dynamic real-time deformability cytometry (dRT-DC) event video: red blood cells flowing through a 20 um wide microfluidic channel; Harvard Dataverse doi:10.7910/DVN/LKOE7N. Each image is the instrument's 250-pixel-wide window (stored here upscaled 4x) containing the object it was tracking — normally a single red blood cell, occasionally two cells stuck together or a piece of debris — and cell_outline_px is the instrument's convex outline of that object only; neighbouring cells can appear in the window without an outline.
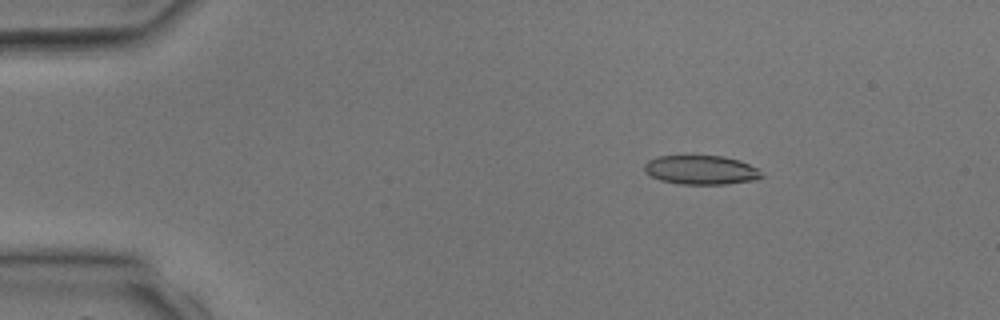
{"species": "common noctule bat (a hibernating species)", "species_latin": "Nyctalus noctula", "temperature_condition": "room temperature", "stored_images_in_passage": 4, "camera_frame_rate_fps": 3000, "um_per_image_px": 0.085, "animal": {"sex": "male", "body_mass_g": 17.9, "forearm_length_mm": 54.2}, "frame": {"image": 1, "passage_image": 2, "time_ms": 1.333, "image_size_px": [1000, 320], "cell_outline_px": [[764, 176], [756, 180], [728, 184], [680, 184], [660, 180], [644, 172], [644, 164], [648, 160], [656, 156], [724, 156], [740, 160], [756, 168]], "centroid_in_image_um": [59.58, 14.45], "position_along_channel_um": 25.4, "area_um2": 19.94}}
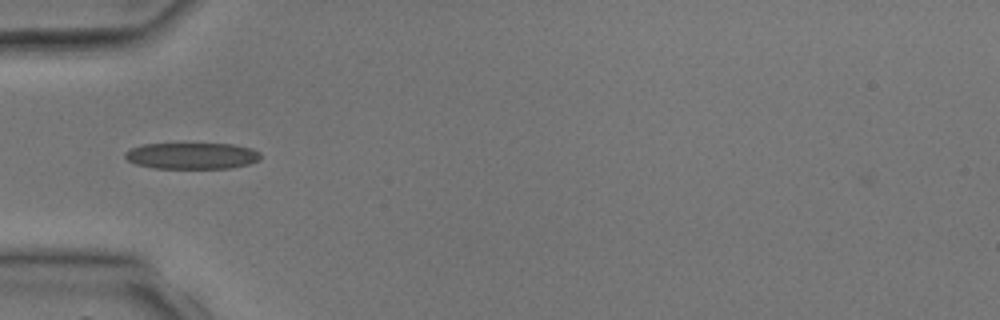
{"frame": {"image": 2, "passage_image": 4, "time_ms": 3.667, "image_size_px": [1000, 320], "cell_outline_px": [[260, 160], [248, 164], [228, 168], [152, 168], [136, 164], [128, 160], [124, 156], [124, 152], [132, 148], [144, 144], [232, 144], [252, 148], [260, 152]], "centroid_in_image_um": [16.32, 13.24], "position_along_channel_um": 68.7, "area_um2": 20.75}}